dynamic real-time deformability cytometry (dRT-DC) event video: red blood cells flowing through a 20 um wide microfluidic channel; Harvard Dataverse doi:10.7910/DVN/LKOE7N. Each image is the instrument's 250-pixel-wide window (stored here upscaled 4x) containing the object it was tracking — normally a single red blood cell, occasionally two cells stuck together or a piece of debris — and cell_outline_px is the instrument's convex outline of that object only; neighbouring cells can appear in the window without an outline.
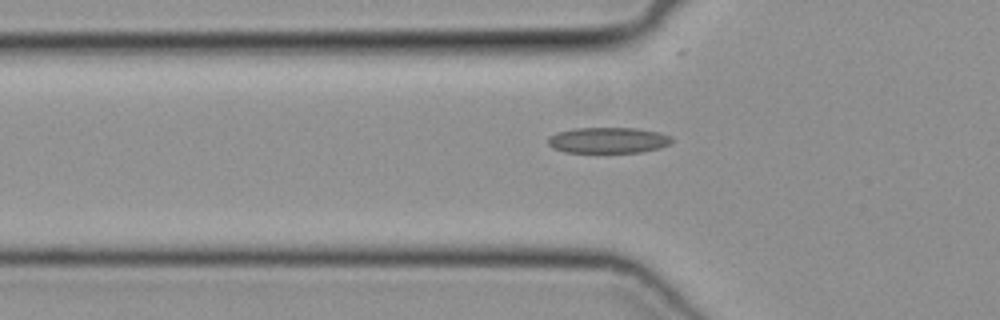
{"species": "common noctule bat (a hibernating species)", "species_latin": "Nyctalus noctula", "temperature_condition": "cold", "stored_images_in_passage": 41, "camera_frame_rate_fps": 3000, "um_per_image_px": 0.085, "animal": {"sex": "female", "body_mass_g": 19.3, "forearm_length_mm": 54.1}, "frame": {"image": 1, "passage_image": 12, "time_ms": 3.667, "image_size_px": [1000, 320], "cell_outline_px": [[672, 140], [668, 144], [660, 148], [640, 152], [564, 152], [552, 148], [548, 144], [548, 136], [556, 132], [572, 128], [636, 128], [656, 132], [672, 136]], "centroid_in_image_um": [51.64, 11.91], "position_along_channel_um": 74.2, "area_um2": 18.67}}
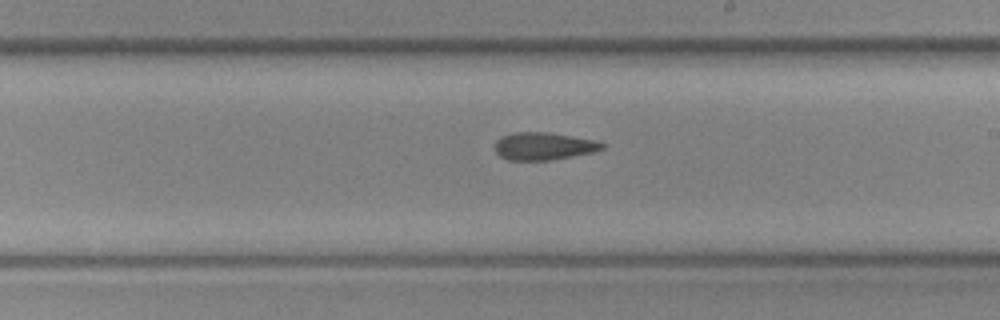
{"frame": {"image": 2, "passage_image": 24, "time_ms": 7.667, "image_size_px": [1000, 320], "cell_outline_px": [[604, 148], [592, 152], [572, 156], [548, 160], [508, 160], [500, 156], [496, 152], [496, 140], [500, 136], [512, 132], [548, 132], [572, 136], [592, 140], [604, 144]], "centroid_in_image_um": [46.15, 12.41], "position_along_channel_um": 242.8, "area_um2": 17.05}}
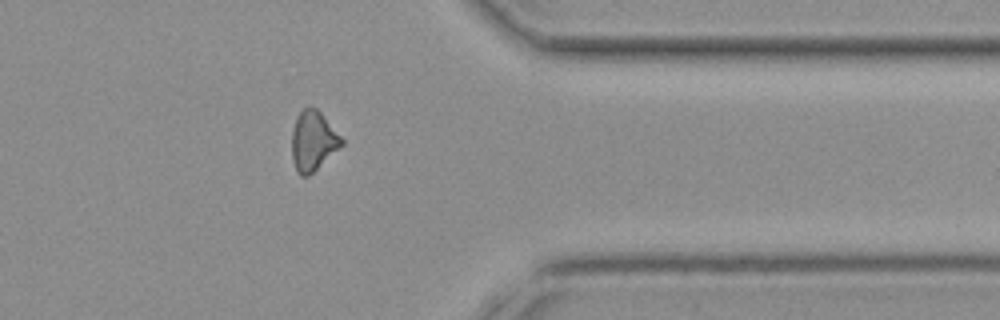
{"frame": {"image": 3, "passage_image": 35, "time_ms": 11.333, "image_size_px": [1000, 320], "cell_outline_px": [[344, 144], [308, 176], [300, 176], [296, 172], [292, 156], [292, 128], [300, 112], [308, 104], [316, 108], [320, 112], [344, 140]], "centroid_in_image_um": [26.6, 11.97], "position_along_channel_um": 384.8, "area_um2": 17.22}}